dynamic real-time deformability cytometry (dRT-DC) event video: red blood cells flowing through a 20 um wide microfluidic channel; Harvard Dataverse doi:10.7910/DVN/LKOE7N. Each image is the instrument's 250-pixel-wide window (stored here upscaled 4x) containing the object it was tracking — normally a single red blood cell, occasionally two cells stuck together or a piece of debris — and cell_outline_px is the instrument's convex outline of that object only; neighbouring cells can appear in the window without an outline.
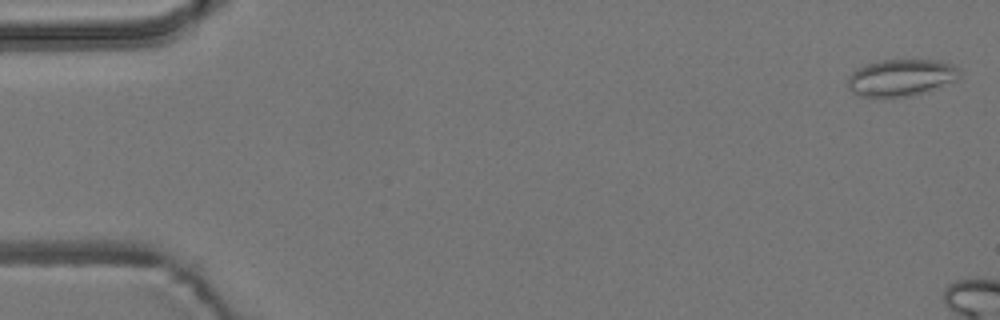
{"species": "common noctule bat (a hibernating species)", "species_latin": "Nyctalus noctula", "temperature_condition": "room temperature", "stored_images_in_passage": 5, "camera_frame_rate_fps": 3000, "um_per_image_px": 0.085, "animal": {"sex": "male", "body_mass_g": 19.2, "forearm_length_mm": 51.8}, "frame": {"image": 1, "passage_image": 1, "time_ms": 0.0, "image_size_px": [1000, 320], "cell_outline_px": [[960, 76], [956, 80], [928, 92], [912, 96], [856, 96], [848, 88], [848, 76], [856, 68], [880, 60], [940, 60], [952, 64], [960, 68]], "centroid_in_image_um": [76.61, 6.59], "position_along_channel_um": 8.4, "area_um2": 24.22}}